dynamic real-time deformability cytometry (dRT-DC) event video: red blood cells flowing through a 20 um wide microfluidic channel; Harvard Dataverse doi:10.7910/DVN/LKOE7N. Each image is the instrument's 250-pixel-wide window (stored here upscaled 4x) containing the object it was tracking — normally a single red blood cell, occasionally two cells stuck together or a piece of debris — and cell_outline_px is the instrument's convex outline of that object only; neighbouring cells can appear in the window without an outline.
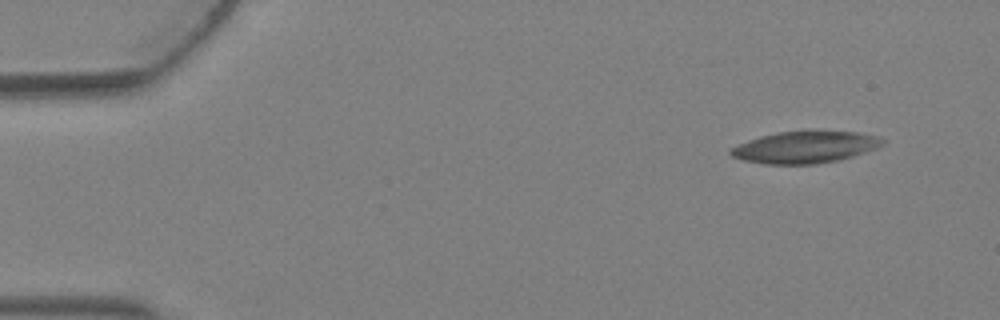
{"species": "Egyptian fruit bat (a non-hibernating species)", "species_latin": "Rousettus aegyptiacus", "temperature_condition": "warm", "stored_images_in_passage": 5, "camera_frame_rate_fps": 3000, "um_per_image_px": 0.085, "animal": {"sex": "female"}, "frame": {"image": 1, "passage_image": 1, "time_ms": 0.0, "image_size_px": [1000, 320], "cell_outline_px": [[884, 144], [876, 148], [840, 160], [816, 164], [764, 164], [744, 160], [732, 156], [728, 152], [732, 148], [748, 140], [760, 136], [780, 132], [860, 132], [876, 136], [884, 140]], "centroid_in_image_um": [68.43, 12.53], "position_along_channel_um": 16.6, "area_um2": 27.69}}
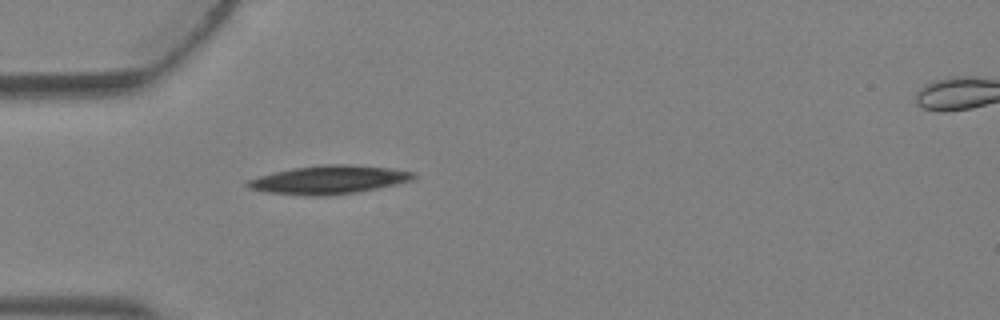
{"frame": {"image": 2, "passage_image": 4, "time_ms": 1.0, "image_size_px": [1000, 320], "cell_outline_px": [[416, 176], [412, 180], [396, 184], [356, 192], [328, 196], [304, 196], [264, 192], [248, 188], [244, 184], [248, 180], [260, 176], [292, 168], [324, 164], [348, 164], [392, 168], [416, 172]], "centroid_in_image_um": [27.95, 15.28], "position_along_channel_um": 57.1, "area_um2": 27.63}}